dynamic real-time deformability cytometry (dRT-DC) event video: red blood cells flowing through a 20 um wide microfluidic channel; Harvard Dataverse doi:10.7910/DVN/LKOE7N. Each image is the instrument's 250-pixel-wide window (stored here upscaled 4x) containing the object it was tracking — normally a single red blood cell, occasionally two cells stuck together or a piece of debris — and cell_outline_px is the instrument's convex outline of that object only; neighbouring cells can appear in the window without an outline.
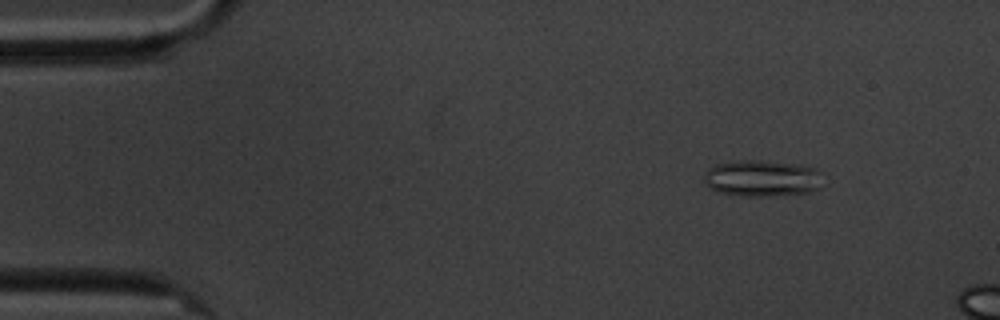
{"species": "common noctule bat (a hibernating species)", "species_latin": "Nyctalus noctula", "temperature_condition": "cold", "stored_images_in_passage": 56, "camera_frame_rate_fps": 3000, "um_per_image_px": 0.085, "animal": {"sex": "male", "body_mass_g": 20.1, "forearm_length_mm": 53.5}, "frame": {"image": 1, "passage_image": 7, "time_ms": 2.0, "image_size_px": [1000, 320], "cell_outline_px": [[824, 172], [820, 188], [812, 192], [772, 196], [748, 196], [720, 192], [708, 188], [704, 184], [704, 172], [708, 168], [716, 164], [728, 160], [764, 160], [800, 164], [816, 168]], "centroid_in_image_um": [64.8, 15.13], "position_along_channel_um": 20.2, "area_um2": 26.01}}
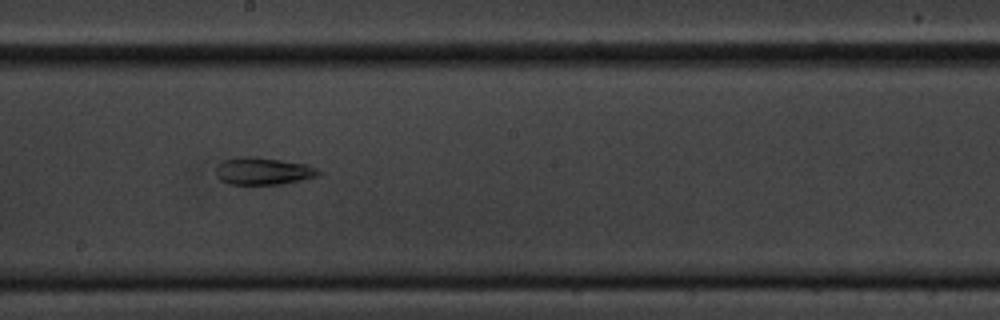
{"frame": {"image": 2, "passage_image": 32, "time_ms": 10.333, "image_size_px": [1000, 320], "cell_outline_px": [[324, 172], [320, 176], [284, 184], [228, 184], [220, 180], [216, 176], [216, 164], [224, 160], [240, 156], [256, 156], [308, 164]], "centroid_in_image_um": [22.4, 14.54], "position_along_channel_um": 225.8, "area_um2": 16.76}}
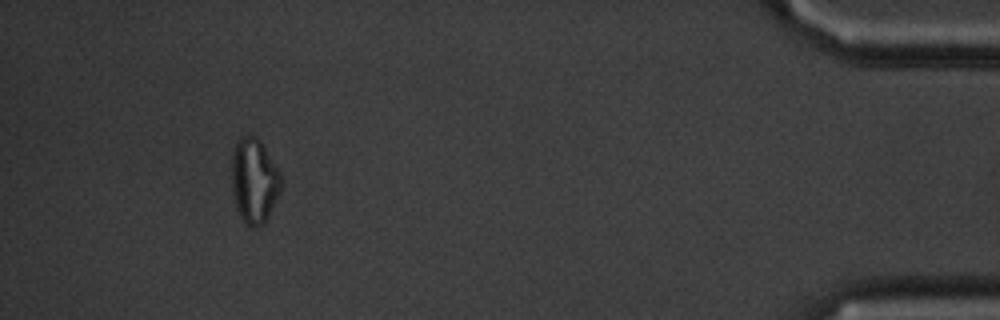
{"frame": {"image": 3, "passage_image": 54, "time_ms": 17.667, "image_size_px": [1000, 320], "cell_outline_px": [[280, 192], [264, 224], [256, 228], [252, 228], [244, 224], [236, 208], [232, 188], [232, 152], [236, 140], [240, 136], [256, 136], [260, 140], [280, 172]], "centroid_in_image_um": [21.58, 15.37], "position_along_channel_um": 413.6, "area_um2": 24.51}, "authors_computed_cell_mechanics": {"area_um2": 21.6172, "velocity_mm_per_s": 3.4212, "shape_relaxation_time_tau1_ms": null, "shape_relaxation_time_tau2_ms": 4.692, "deformation_change_tau1": null, "deformation_change_tau2": 0.1329}}